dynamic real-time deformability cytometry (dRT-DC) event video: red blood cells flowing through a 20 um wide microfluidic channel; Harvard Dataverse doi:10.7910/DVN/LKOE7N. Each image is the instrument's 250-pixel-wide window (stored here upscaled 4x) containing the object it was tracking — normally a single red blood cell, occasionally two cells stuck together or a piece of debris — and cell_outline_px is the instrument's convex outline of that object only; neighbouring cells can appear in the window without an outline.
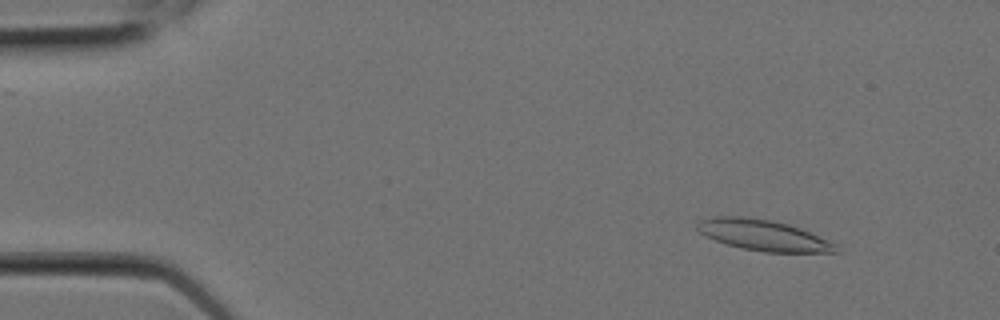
{"species": "Egyptian fruit bat (a non-hibernating species)", "species_latin": "Rousettus aegyptiacus", "temperature_condition": "room temperature", "stored_images_in_passage": 5, "camera_frame_rate_fps": 3000, "um_per_image_px": 0.085, "animal": {"sex": "female"}, "frame": {"image": 1, "passage_image": 2, "time_ms": 0.333, "image_size_px": [1000, 320], "cell_outline_px": [[840, 252], [764, 252], [740, 248], [704, 236], [696, 228], [696, 224], [700, 220], [712, 216], [744, 216], [772, 220], [788, 224], [800, 228], [836, 244]], "centroid_in_image_um": [64.84, 19.98], "position_along_channel_um": 20.2, "area_um2": 24.91}}
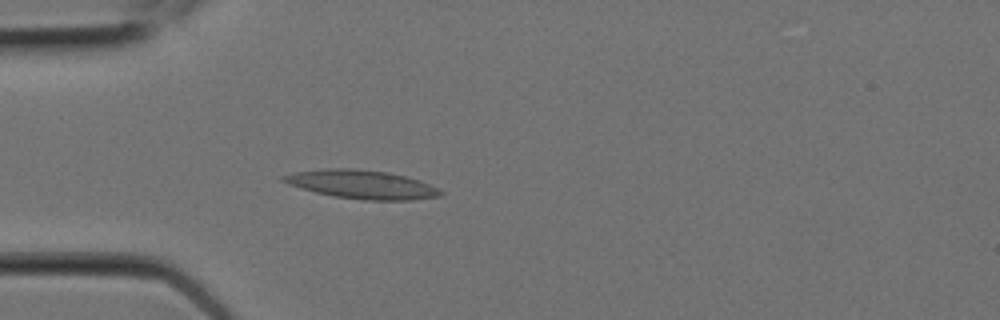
{"frame": {"image": 2, "passage_image": 5, "time_ms": 1.333, "image_size_px": [1000, 320], "cell_outline_px": [[444, 196], [412, 200], [364, 200], [332, 196], [300, 188], [288, 184], [280, 180], [280, 176], [296, 172], [328, 168], [356, 168], [388, 172], [420, 180], [444, 192]], "centroid_in_image_um": [30.75, 15.68], "position_along_channel_um": 54.2, "area_um2": 26.3}}